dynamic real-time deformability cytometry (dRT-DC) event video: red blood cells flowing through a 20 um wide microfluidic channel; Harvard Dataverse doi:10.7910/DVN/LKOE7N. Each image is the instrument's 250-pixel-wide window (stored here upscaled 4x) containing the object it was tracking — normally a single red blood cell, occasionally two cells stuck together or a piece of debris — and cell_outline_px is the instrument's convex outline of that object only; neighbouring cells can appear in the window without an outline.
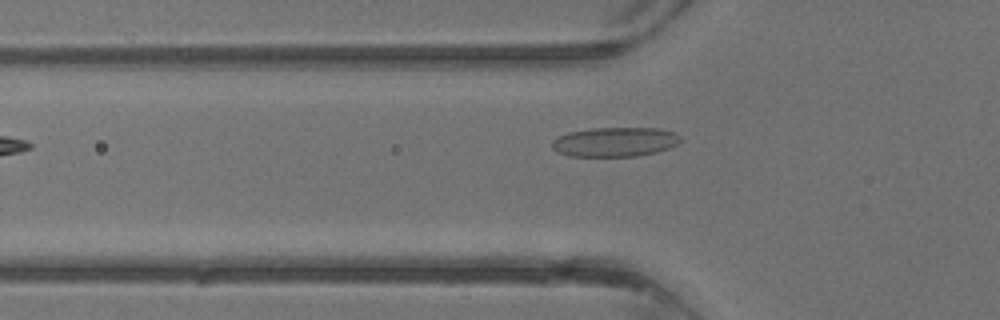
{"species": "common noctule bat (a hibernating species)", "species_latin": "Nyctalus noctula", "temperature_condition": "warm", "stored_images_in_passage": 3, "camera_frame_rate_fps": 3000, "um_per_image_px": 0.085, "animal": {"sex": "male", "body_mass_g": 13.3}, "frame": {"image": 1, "passage_image": 3, "time_ms": 2.333, "image_size_px": [1000, 320], "cell_outline_px": [[680, 140], [676, 144], [668, 148], [656, 152], [636, 156], [568, 156], [556, 152], [552, 148], [552, 140], [568, 132], [592, 128], [660, 128], [676, 132], [680, 136]], "centroid_in_image_um": [52.25, 12.06], "position_along_channel_um": 73.5, "area_um2": 22.08}}